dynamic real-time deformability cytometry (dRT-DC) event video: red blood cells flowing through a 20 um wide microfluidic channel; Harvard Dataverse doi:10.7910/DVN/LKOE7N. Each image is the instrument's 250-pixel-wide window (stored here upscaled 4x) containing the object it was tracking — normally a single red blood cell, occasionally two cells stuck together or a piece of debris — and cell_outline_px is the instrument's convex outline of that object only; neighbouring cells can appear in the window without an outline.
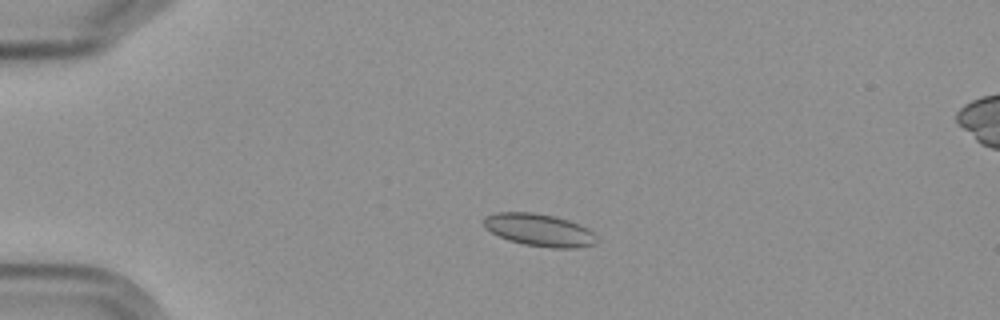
{"species": "Egyptian fruit bat (a non-hibernating species)", "species_latin": "Rousettus aegyptiacus", "temperature_condition": "cold", "stored_images_in_passage": 5, "camera_frame_rate_fps": 3000, "um_per_image_px": 0.085, "frame": {"image": 1, "passage_image": 3, "time_ms": 2.0, "image_size_px": [1000, 320], "cell_outline_px": [[596, 244], [576, 248], [552, 248], [524, 244], [508, 240], [484, 228], [484, 216], [496, 212], [532, 212], [552, 216], [568, 220], [588, 228], [596, 236]], "centroid_in_image_um": [45.83, 19.55], "position_along_channel_um": 39.2, "area_um2": 21.27}}